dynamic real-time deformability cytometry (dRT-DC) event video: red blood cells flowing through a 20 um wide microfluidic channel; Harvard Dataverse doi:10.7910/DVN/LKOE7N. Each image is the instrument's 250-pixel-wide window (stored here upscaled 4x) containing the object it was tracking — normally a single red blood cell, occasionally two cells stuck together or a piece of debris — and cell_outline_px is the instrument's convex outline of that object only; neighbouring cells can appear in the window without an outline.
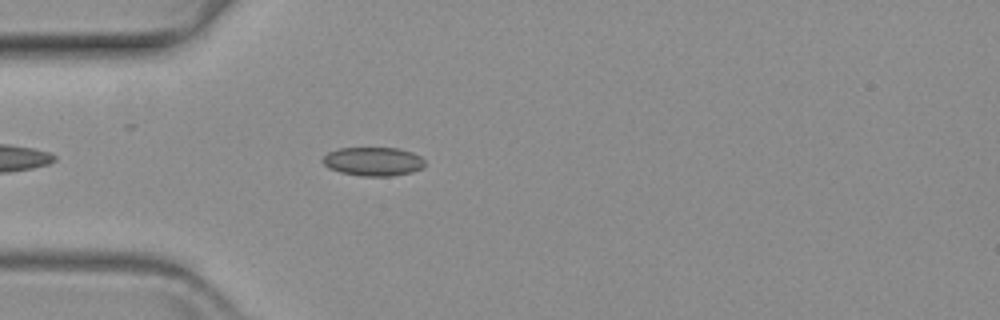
{"species": "common noctule bat (a hibernating species)", "species_latin": "Nyctalus noctula", "temperature_condition": "warm", "stored_images_in_passage": 13, "camera_frame_rate_fps": 3000, "um_per_image_px": 0.085, "animal": {"sex": "female", "body_mass_g": 19.3, "forearm_length_mm": 54.1}, "frame": {"image": 1, "passage_image": 4, "time_ms": 1.0, "image_size_px": [1000, 320], "cell_outline_px": [[424, 164], [420, 168], [412, 172], [392, 176], [360, 176], [340, 172], [328, 168], [320, 160], [328, 152], [340, 148], [396, 148], [412, 152], [420, 156], [424, 160]], "centroid_in_image_um": [31.68, 13.73], "position_along_channel_um": 53.3, "area_um2": 17.11}}
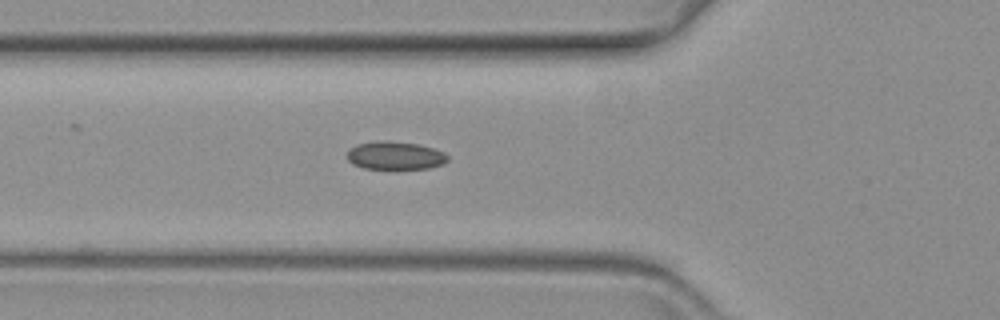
{"frame": {"image": 2, "passage_image": 8, "time_ms": 2.333, "image_size_px": [1000, 320], "cell_outline_px": [[448, 160], [444, 164], [428, 168], [396, 172], [364, 168], [352, 164], [348, 160], [348, 152], [356, 144], [380, 140], [384, 140], [416, 144], [432, 148], [444, 152], [448, 156]], "centroid_in_image_um": [33.6, 13.28], "position_along_channel_um": 92.2, "area_um2": 17.17}}